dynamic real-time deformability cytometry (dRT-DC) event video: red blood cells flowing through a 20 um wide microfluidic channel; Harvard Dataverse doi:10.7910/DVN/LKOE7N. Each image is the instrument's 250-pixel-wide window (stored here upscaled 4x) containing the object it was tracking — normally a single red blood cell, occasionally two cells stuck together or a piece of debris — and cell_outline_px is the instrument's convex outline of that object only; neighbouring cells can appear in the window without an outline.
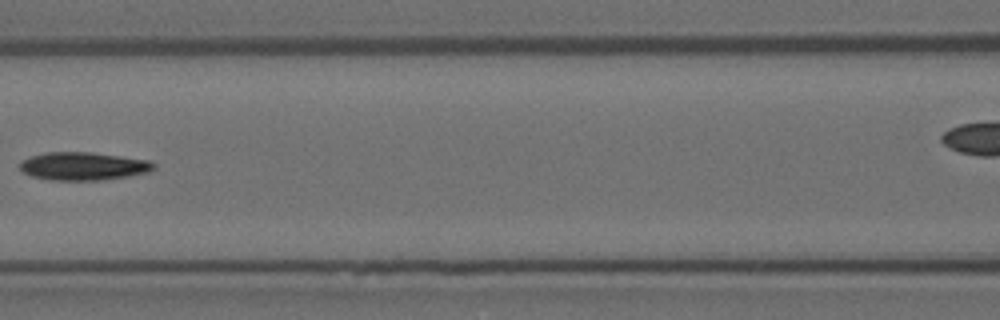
{"species": "Egyptian fruit bat (a non-hibernating species)", "species_latin": "Rousettus aegyptiacus", "temperature_condition": "room temperature", "stored_images_in_passage": 5, "camera_frame_rate_fps": 3000, "um_per_image_px": 0.085, "animal": {"sex": "female"}, "frame": {"image": 1, "passage_image": 4, "time_ms": 3.667, "image_size_px": [1000, 320], "cell_outline_px": [[156, 168], [148, 172], [128, 176], [100, 180], [52, 180], [32, 176], [24, 172], [20, 168], [20, 164], [24, 160], [32, 156], [48, 152], [92, 152], [148, 160], [156, 164]], "centroid_in_image_um": [7.12, 14.12], "position_along_channel_um": 159.5, "area_um2": 21.68}}
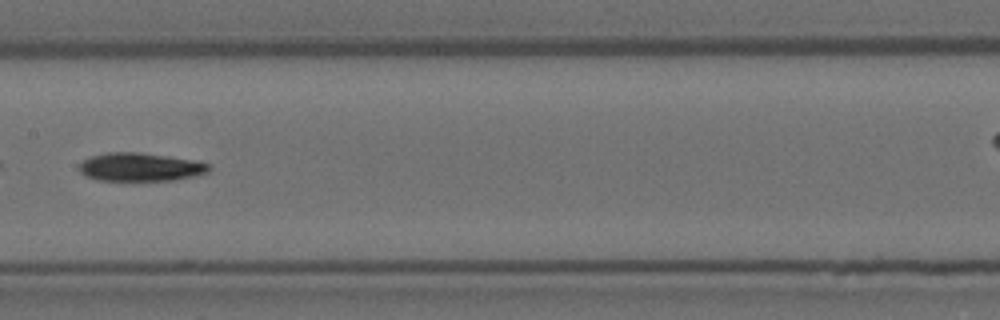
{"frame": {"image": 2, "passage_image": 5, "time_ms": 4.667, "image_size_px": [1000, 320], "cell_outline_px": [[212, 168], [208, 172], [196, 176], [176, 180], [96, 180], [84, 176], [80, 172], [80, 164], [84, 160], [92, 156], [108, 152], [136, 152], [196, 160], [212, 164]], "centroid_in_image_um": [11.98, 14.2], "position_along_channel_um": 195.4, "area_um2": 21.5}}